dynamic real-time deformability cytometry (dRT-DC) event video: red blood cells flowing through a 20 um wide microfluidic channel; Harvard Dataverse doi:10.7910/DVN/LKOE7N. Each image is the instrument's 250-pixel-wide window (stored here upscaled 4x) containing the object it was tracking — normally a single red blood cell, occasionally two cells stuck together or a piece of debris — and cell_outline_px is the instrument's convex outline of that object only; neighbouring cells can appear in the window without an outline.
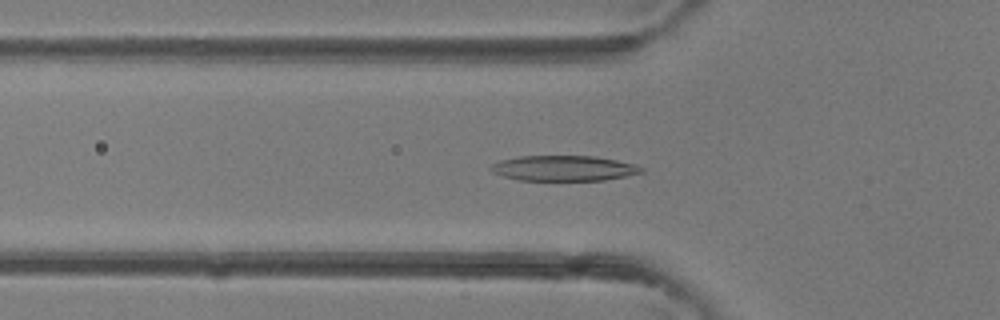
{"species": "common noctule bat (a hibernating species)", "species_latin": "Nyctalus noctula", "temperature_condition": "room temperature", "stored_images_in_passage": 40, "camera_frame_rate_fps": 3000, "um_per_image_px": 0.085, "animal": {"sex": "female"}, "frame": {"image": 1, "passage_image": 13, "time_ms": 4.0, "image_size_px": [1000, 320], "cell_outline_px": [[644, 172], [604, 180], [520, 180], [504, 176], [492, 172], [488, 168], [492, 164], [500, 160], [516, 156], [592, 156], [616, 160], [636, 164], [644, 168]], "centroid_in_image_um": [47.9, 14.29], "position_along_channel_um": 77.9, "area_um2": 22.2}}
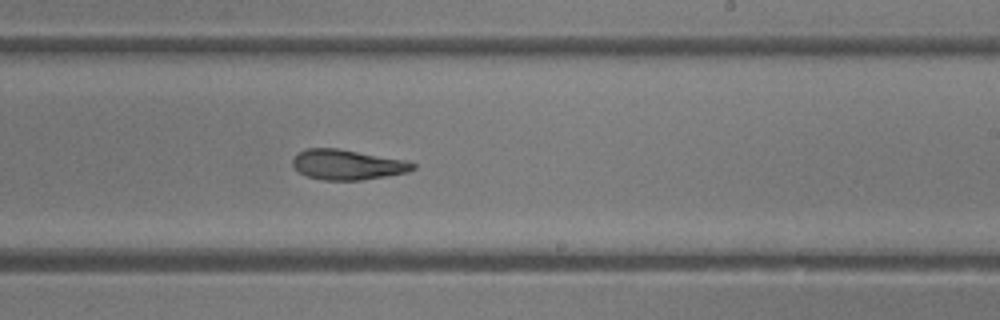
{"frame": {"image": 2, "passage_image": 24, "time_ms": 7.667, "image_size_px": [1000, 320], "cell_outline_px": [[416, 168], [408, 172], [360, 180], [324, 180], [308, 176], [300, 172], [292, 164], [292, 160], [300, 152], [308, 148], [336, 148], [408, 160], [416, 164]], "centroid_in_image_um": [29.58, 13.99], "position_along_channel_um": 259.4, "area_um2": 20.92}}
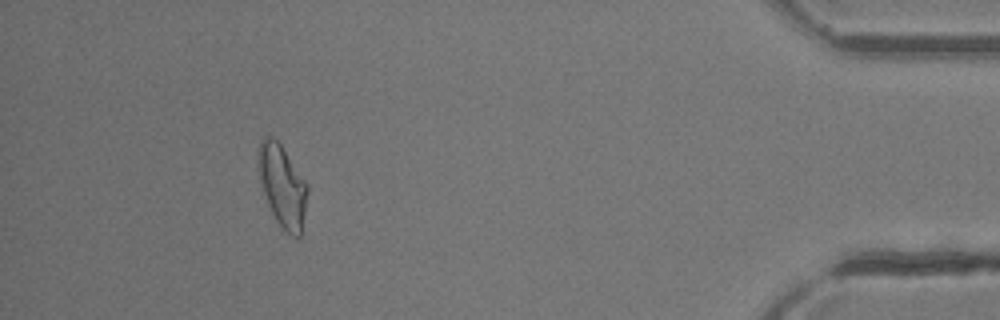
{"frame": {"image": 3, "passage_image": 37, "time_ms": 12.0, "image_size_px": [1000, 320], "cell_outline_px": [[308, 192], [300, 236], [292, 236], [276, 220], [268, 204], [260, 184], [256, 156], [256, 152], [260, 140], [264, 136], [272, 136], [280, 144], [308, 184]], "centroid_in_image_um": [23.96, 15.73], "position_along_channel_um": 411.2, "area_um2": 23.41}}